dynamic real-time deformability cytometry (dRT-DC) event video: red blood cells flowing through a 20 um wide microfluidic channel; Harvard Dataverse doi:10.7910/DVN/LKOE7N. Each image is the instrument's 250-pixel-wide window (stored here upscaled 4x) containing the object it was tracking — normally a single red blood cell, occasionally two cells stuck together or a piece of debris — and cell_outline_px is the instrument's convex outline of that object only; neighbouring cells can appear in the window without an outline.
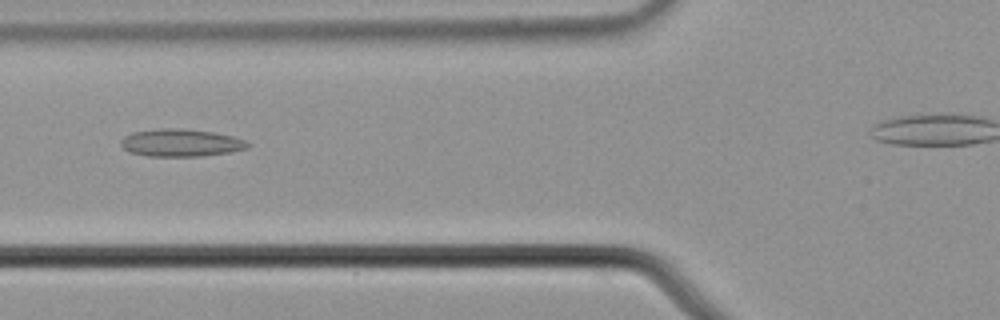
{"species": "common noctule bat (a hibernating species)", "species_latin": "Nyctalus noctula", "temperature_condition": "cold", "stored_images_in_passage": 39, "camera_frame_rate_fps": 3000, "um_per_image_px": 0.085, "animal": {"sex": "male", "body_mass_g": 21.5, "forearm_length_mm": 52.0}, "frame": {"image": 1, "passage_image": 13, "time_ms": 4.0, "image_size_px": [1000, 320], "cell_outline_px": [[252, 144], [248, 148], [232, 152], [200, 156], [148, 156], [128, 152], [120, 144], [120, 140], [124, 136], [132, 132], [160, 128], [184, 128], [212, 132], [232, 136], [244, 140]], "centroid_in_image_um": [15.37, 12.13], "position_along_channel_um": 110.4, "area_um2": 20.52}}
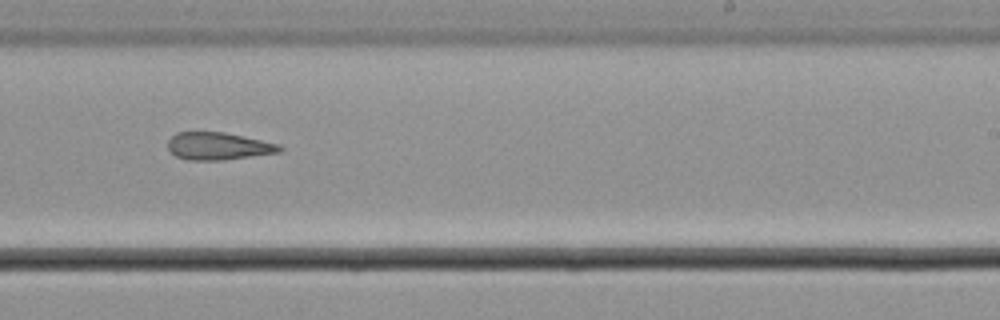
{"frame": {"image": 2, "passage_image": 26, "time_ms": 8.333, "image_size_px": [1000, 320], "cell_outline_px": [[284, 148], [280, 152], [224, 160], [188, 160], [176, 156], [168, 148], [168, 140], [176, 132], [224, 132], [280, 144]], "centroid_in_image_um": [18.56, 12.42], "position_along_channel_um": 270.4, "area_um2": 17.86}}
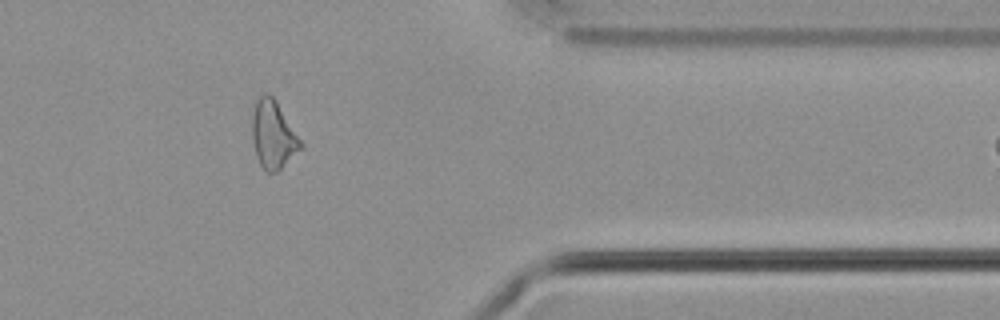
{"frame": {"image": 3, "passage_image": 37, "time_ms": 12.0, "image_size_px": [1000, 320], "cell_outline_px": [[304, 144], [276, 172], [268, 172], [260, 164], [256, 156], [252, 140], [252, 116], [256, 100], [264, 92], [268, 92], [276, 100]], "centroid_in_image_um": [23.2, 11.4], "position_along_channel_um": 388.2, "area_um2": 18.96}}